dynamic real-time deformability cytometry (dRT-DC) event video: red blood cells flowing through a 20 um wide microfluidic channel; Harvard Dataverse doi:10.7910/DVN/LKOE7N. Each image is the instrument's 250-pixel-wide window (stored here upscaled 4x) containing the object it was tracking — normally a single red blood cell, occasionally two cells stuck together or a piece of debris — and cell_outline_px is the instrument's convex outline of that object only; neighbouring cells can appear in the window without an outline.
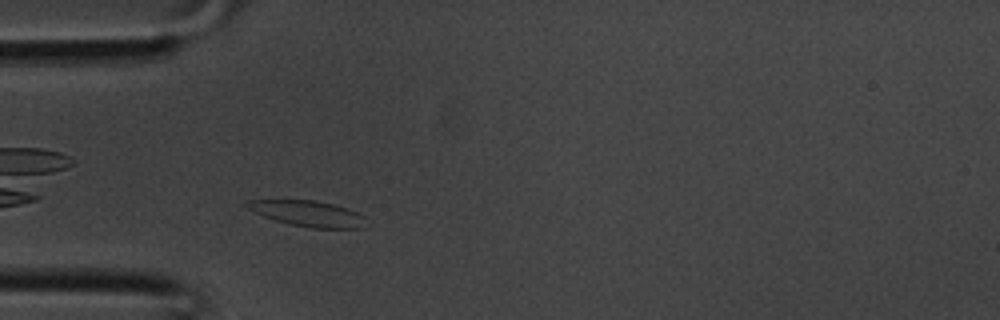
{"species": "common noctule bat (a hibernating species)", "species_latin": "Nyctalus noctula", "temperature_condition": "room temperature", "stored_images_in_passage": 27, "camera_frame_rate_fps": 3000, "um_per_image_px": 0.085, "animal": {"sex": "male", "body_mass_g": 20.1, "forearm_length_mm": 53.5}, "frame": {"image": 1, "passage_image": 2, "time_ms": 0.333, "image_size_px": [1000, 320], "cell_outline_px": [[372, 224], [364, 228], [312, 228], [292, 224], [276, 220], [264, 216], [248, 208], [244, 204], [244, 200], [316, 200], [348, 208], [364, 216]], "centroid_in_image_um": [26.27, 18.16], "position_along_channel_um": 58.7, "area_um2": 17.98}}
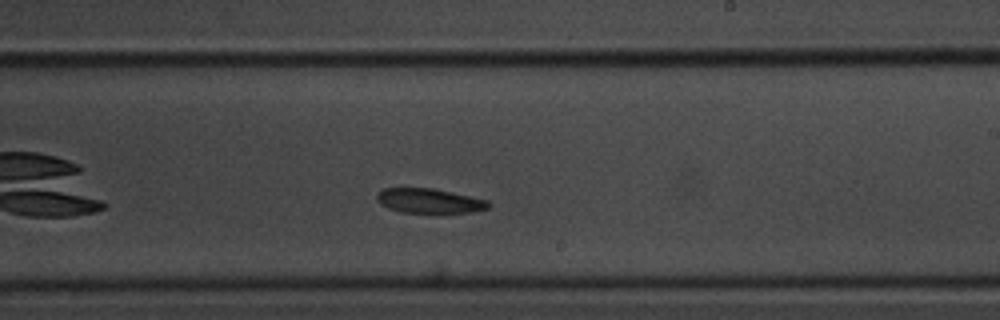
{"frame": {"image": 2, "passage_image": 13, "time_ms": 4.0, "image_size_px": [1000, 320], "cell_outline_px": [[492, 204], [488, 208], [472, 212], [400, 212], [388, 208], [380, 204], [376, 200], [376, 196], [384, 188], [432, 188], [488, 200]], "centroid_in_image_um": [36.48, 17.07], "position_along_channel_um": 252.5, "area_um2": 15.84}}
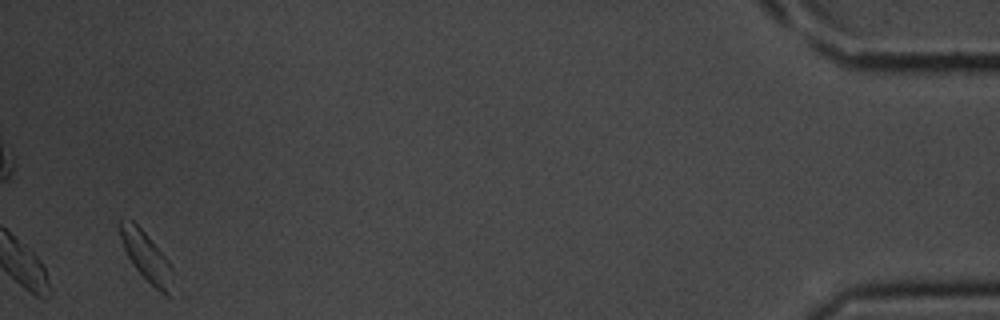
{"frame": {"image": 3, "passage_image": 27, "time_ms": 8.667, "image_size_px": [1000, 320], "cell_outline_px": [[172, 268], [168, 296], [160, 292], [136, 268], [128, 256], [124, 248], [120, 236], [120, 220], [132, 220], [144, 232], [168, 260]], "centroid_in_image_um": [12.41, 21.76], "position_along_channel_um": 422.8, "area_um2": 14.16}}